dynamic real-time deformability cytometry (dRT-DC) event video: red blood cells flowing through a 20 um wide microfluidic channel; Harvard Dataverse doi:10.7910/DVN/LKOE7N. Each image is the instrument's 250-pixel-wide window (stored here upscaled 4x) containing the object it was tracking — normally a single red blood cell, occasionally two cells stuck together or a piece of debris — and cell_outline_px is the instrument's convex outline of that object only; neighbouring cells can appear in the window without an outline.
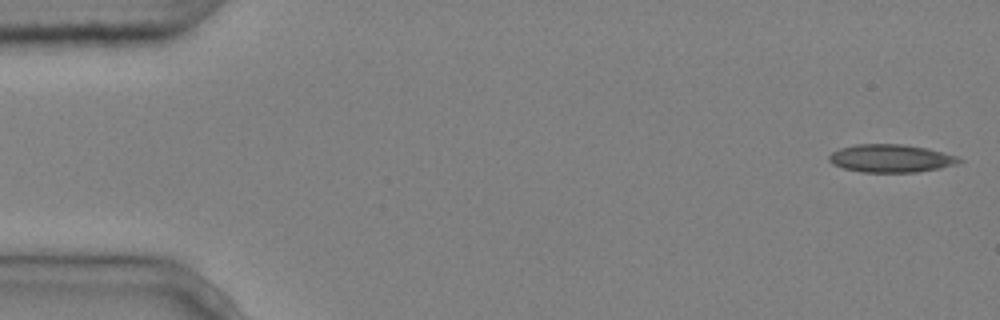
{"species": "common noctule bat (a hibernating species)", "species_latin": "Nyctalus noctula", "temperature_condition": "cold", "stored_images_in_passage": 4, "camera_frame_rate_fps": 3000, "um_per_image_px": 0.085, "animal": {"sex": "male", "body_mass_g": 20.4}, "frame": {"image": 1, "passage_image": 1, "time_ms": 0.0, "image_size_px": [1000, 320], "cell_outline_px": [[964, 160], [960, 164], [940, 168], [916, 172], [860, 172], [844, 168], [832, 164], [828, 160], [828, 156], [832, 152], [840, 148], [856, 144], [904, 144], [928, 148], [944, 152], [956, 156]], "centroid_in_image_um": [75.75, 13.46], "position_along_channel_um": 9.2, "area_um2": 21.39}}
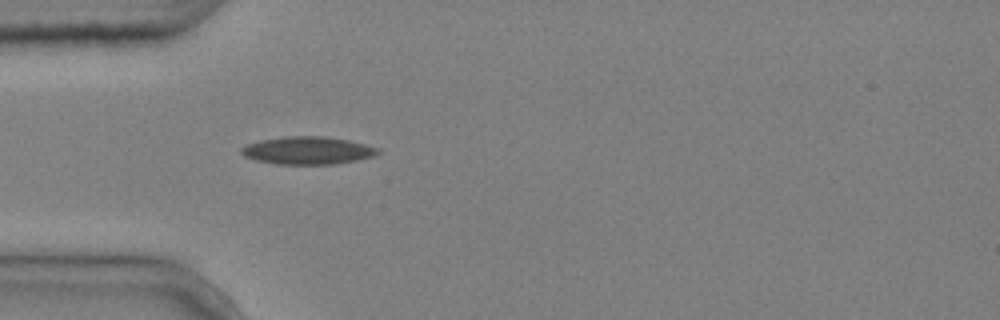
{"frame": {"image": 2, "passage_image": 4, "time_ms": 1.0, "image_size_px": [1000, 320], "cell_outline_px": [[380, 152], [372, 156], [356, 160], [332, 164], [276, 164], [256, 160], [244, 156], [240, 152], [240, 148], [248, 144], [260, 140], [284, 136], [324, 136], [348, 140], [380, 148]], "centroid_in_image_um": [26.13, 12.78], "position_along_channel_um": 58.9, "area_um2": 21.96}}